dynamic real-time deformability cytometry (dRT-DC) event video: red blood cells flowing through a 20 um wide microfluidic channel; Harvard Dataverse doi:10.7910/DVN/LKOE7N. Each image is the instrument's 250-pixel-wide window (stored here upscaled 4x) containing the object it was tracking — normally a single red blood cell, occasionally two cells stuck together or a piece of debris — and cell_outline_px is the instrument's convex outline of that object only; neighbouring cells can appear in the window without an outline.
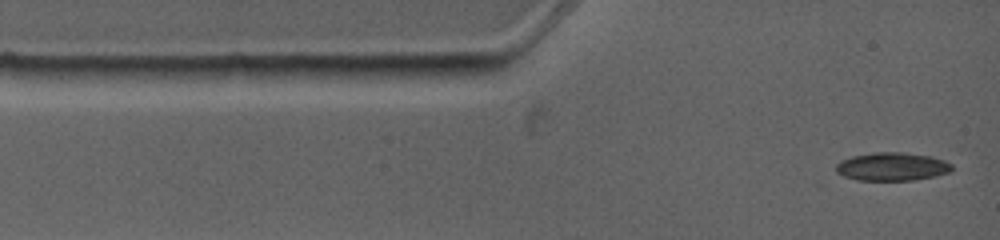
{"species": "common noctule bat (a hibernating species)", "species_latin": "Nyctalus noctula", "temperature_condition": "warm", "stored_images_in_passage": 6, "camera_frame_rate_fps": 4500, "um_per_image_px": 0.085, "animal": {"sex": "female", "body_mass_g": 19.0, "forearm_length_mm": 53.3}, "frame": {"image": 1, "passage_image": 1, "time_ms": 0.0, "image_size_px": [1000, 240], "cell_outline_px": [[952, 168], [948, 172], [936, 176], [912, 180], [856, 180], [844, 176], [836, 172], [836, 164], [840, 160], [852, 156], [876, 152], [900, 152], [932, 156], [944, 160], [952, 164]], "centroid_in_image_um": [75.81, 14.16], "position_along_channel_um": 9.2, "area_um2": 19.07}}
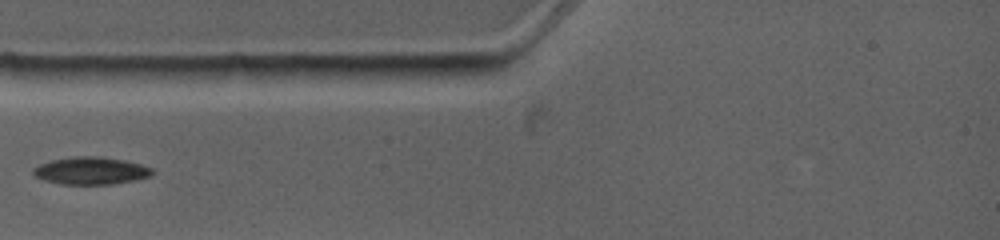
{"frame": {"image": 2, "passage_image": 4, "time_ms": 2.667, "image_size_px": [1000, 240], "cell_outline_px": [[156, 172], [148, 176], [136, 180], [112, 184], [60, 184], [44, 180], [36, 176], [32, 172], [32, 168], [40, 164], [52, 160], [72, 156], [100, 156], [124, 160], [140, 164], [152, 168]], "centroid_in_image_um": [7.73, 14.51], "position_along_channel_um": 77.3, "area_um2": 19.07}}
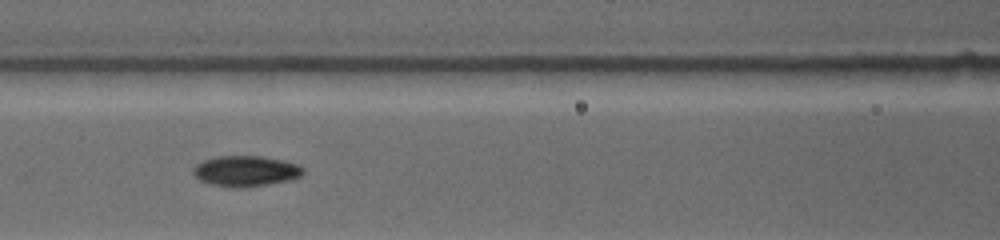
{"frame": {"image": 3, "passage_image": 6, "time_ms": 4.444, "image_size_px": [1000, 240], "cell_outline_px": [[304, 172], [300, 176], [288, 180], [268, 184], [244, 188], [232, 188], [208, 184], [200, 180], [192, 172], [192, 168], [196, 164], [204, 160], [216, 156], [264, 156], [284, 160], [300, 164], [304, 168]], "centroid_in_image_um": [20.88, 14.54], "position_along_channel_um": 145.7, "area_um2": 19.94}}